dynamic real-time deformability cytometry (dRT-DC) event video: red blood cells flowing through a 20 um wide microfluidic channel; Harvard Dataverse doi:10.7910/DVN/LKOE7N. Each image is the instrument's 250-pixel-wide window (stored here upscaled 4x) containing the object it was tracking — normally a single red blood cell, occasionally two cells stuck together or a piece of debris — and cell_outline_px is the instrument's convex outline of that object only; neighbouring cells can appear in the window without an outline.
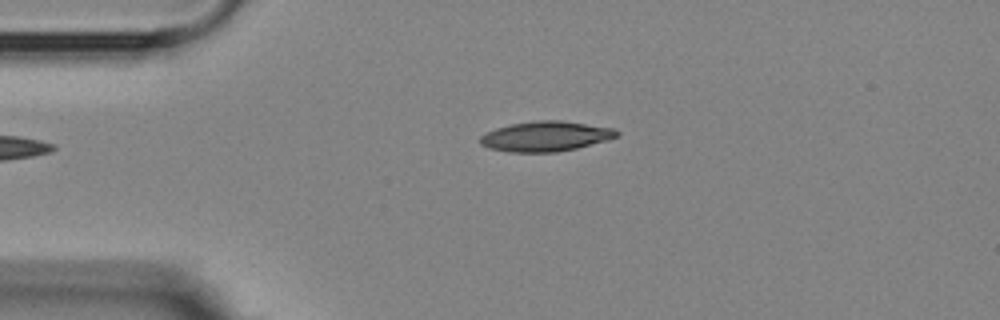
{"species": "Egyptian fruit bat (a non-hibernating species)", "species_latin": "Rousettus aegyptiacus", "temperature_condition": "room temperature", "stored_images_in_passage": 1, "camera_frame_rate_fps": 3000, "um_per_image_px": 0.085, "animal": {"sex": "female"}, "frame": {"image": 1, "passage_image": 1, "time_ms": 0.0, "image_size_px": [1000, 320], "cell_outline_px": [[620, 136], [608, 140], [576, 148], [556, 152], [508, 152], [488, 148], [480, 144], [480, 136], [496, 128], [512, 124], [536, 120], [560, 120], [612, 128], [620, 132]], "centroid_in_image_um": [46.39, 11.59], "position_along_channel_um": 38.6, "area_um2": 23.87}}